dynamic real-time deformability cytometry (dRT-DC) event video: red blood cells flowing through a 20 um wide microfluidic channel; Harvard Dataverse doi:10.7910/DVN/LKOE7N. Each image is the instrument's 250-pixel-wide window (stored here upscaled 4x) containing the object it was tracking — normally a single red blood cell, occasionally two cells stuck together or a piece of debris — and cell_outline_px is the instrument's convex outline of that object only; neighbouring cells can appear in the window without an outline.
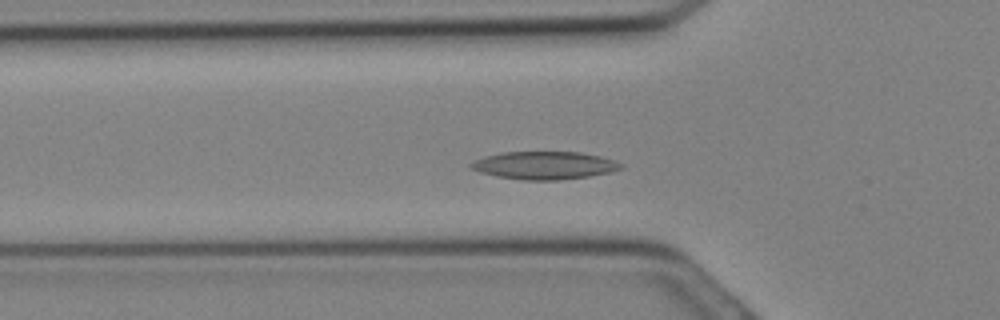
{"species": "Egyptian fruit bat (a non-hibernating species)", "species_latin": "Rousettus aegyptiacus", "temperature_condition": "cold", "stored_images_in_passage": 30, "camera_frame_rate_fps": 3000, "um_per_image_px": 0.085, "animal": {"sex": "female"}, "frame": {"image": 1, "passage_image": 9, "time_ms": 2.667, "image_size_px": [1000, 320], "cell_outline_px": [[624, 168], [608, 172], [588, 176], [560, 180], [524, 180], [500, 176], [480, 172], [472, 168], [468, 164], [484, 156], [504, 152], [580, 152], [600, 156], [616, 160], [624, 164]], "centroid_in_image_um": [46.32, 14.05], "position_along_channel_um": 79.5, "area_um2": 24.16}}
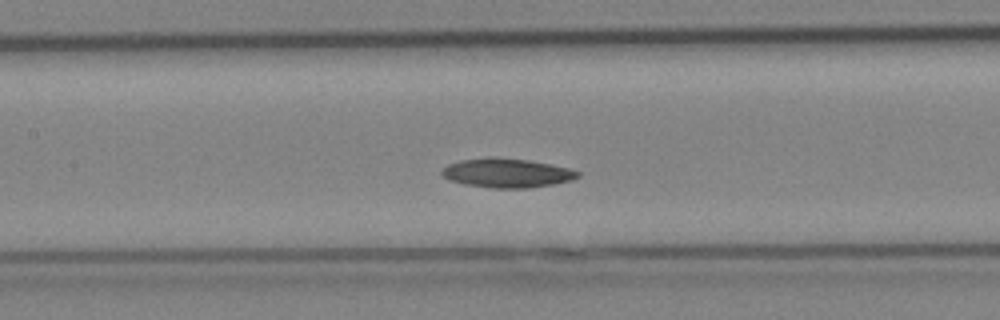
{"frame": {"image": 2, "passage_image": 13, "time_ms": 4.0, "image_size_px": [1000, 320], "cell_outline_px": [[580, 176], [572, 180], [552, 184], [528, 188], [492, 188], [468, 184], [448, 180], [440, 172], [448, 164], [460, 160], [488, 156], [492, 156], [528, 160], [552, 164], [568, 168], [580, 172]], "centroid_in_image_um": [43.08, 14.69], "position_along_channel_um": 164.3, "area_um2": 23.12}}
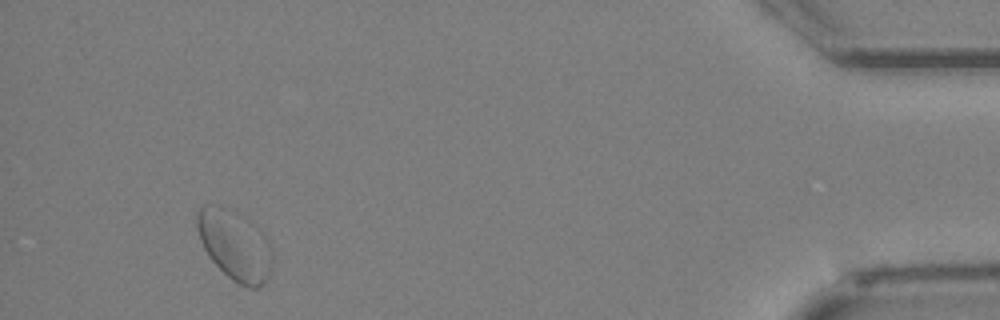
{"frame": {"image": 3, "passage_image": 28, "time_ms": 9.0, "image_size_px": [1000, 320], "cell_outline_px": [[272, 264], [268, 276], [256, 288], [248, 288], [232, 280], [212, 260], [204, 248], [200, 240], [196, 224], [196, 212], [204, 204], [216, 204], [236, 212], [244, 216], [256, 224], [268, 240], [272, 248]], "centroid_in_image_um": [19.96, 20.79], "position_along_channel_um": 415.2, "area_um2": 30.81}}